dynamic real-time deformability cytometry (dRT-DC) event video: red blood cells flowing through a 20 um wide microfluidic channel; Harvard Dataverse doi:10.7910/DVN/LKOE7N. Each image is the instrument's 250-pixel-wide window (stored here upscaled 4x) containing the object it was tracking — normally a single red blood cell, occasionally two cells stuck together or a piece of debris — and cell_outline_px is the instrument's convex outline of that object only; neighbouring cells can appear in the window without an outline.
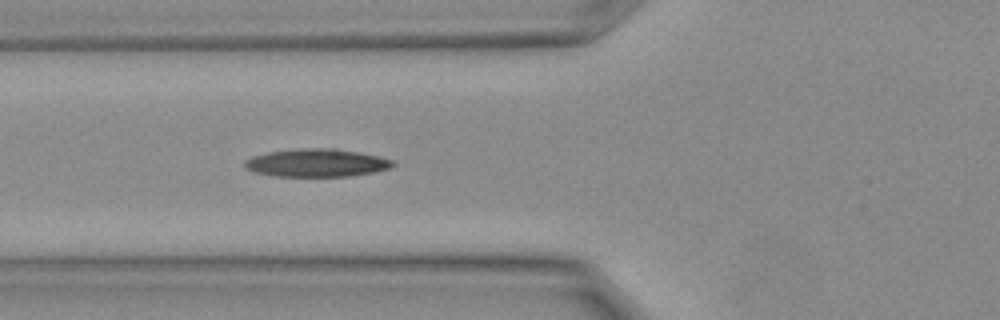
{"species": "Egyptian fruit bat (a non-hibernating species)", "species_latin": "Rousettus aegyptiacus", "temperature_condition": "warm", "stored_images_in_passage": 7, "camera_frame_rate_fps": 3000, "um_per_image_px": 0.085, "animal": {"sex": "female"}, "frame": {"image": 1, "passage_image": 7, "time_ms": 2.0, "image_size_px": [1000, 320], "cell_outline_px": [[392, 164], [384, 168], [368, 172], [340, 176], [288, 176], [260, 172], [248, 168], [248, 160], [260, 156], [276, 152], [352, 152], [372, 156], [388, 160]], "centroid_in_image_um": [26.92, 13.92], "position_along_channel_um": 98.9, "area_um2": 20.35}}